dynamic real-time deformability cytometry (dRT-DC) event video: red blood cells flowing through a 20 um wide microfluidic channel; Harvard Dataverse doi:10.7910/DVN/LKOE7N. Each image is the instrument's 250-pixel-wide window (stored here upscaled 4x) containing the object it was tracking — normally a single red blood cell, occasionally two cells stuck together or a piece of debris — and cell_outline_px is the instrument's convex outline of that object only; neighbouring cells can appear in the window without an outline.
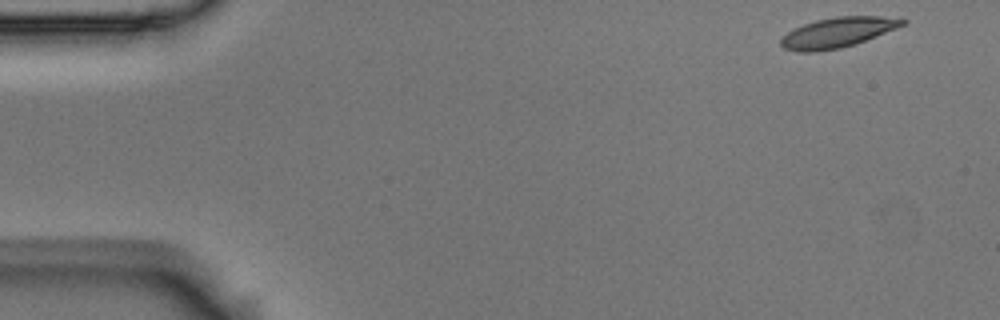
{"species": "Egyptian fruit bat (a non-hibernating species)", "species_latin": "Rousettus aegyptiacus", "temperature_condition": "room temperature", "stored_images_in_passage": 5, "camera_frame_rate_fps": 3000, "um_per_image_px": 0.085, "animal": {"sex": "male"}, "frame": {"image": 1, "passage_image": 1, "time_ms": 0.0, "image_size_px": [1000, 320], "cell_outline_px": [[908, 24], [856, 44], [840, 48], [816, 52], [800, 52], [784, 48], [780, 44], [780, 40], [792, 28], [816, 20], [836, 16], [880, 16], [908, 20]], "centroid_in_image_um": [71.22, 2.76], "position_along_channel_um": 13.8, "area_um2": 21.44}}
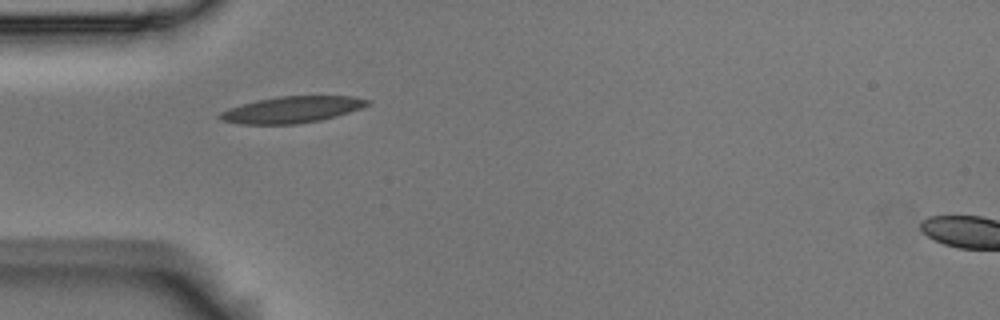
{"frame": {"image": 2, "passage_image": 4, "time_ms": 1.0, "image_size_px": [1000, 320], "cell_outline_px": [[372, 100], [368, 104], [360, 108], [336, 116], [320, 120], [296, 124], [240, 124], [220, 120], [216, 116], [220, 112], [228, 108], [256, 100], [276, 96], [352, 96]], "centroid_in_image_um": [24.76, 9.31], "position_along_channel_um": 60.2, "area_um2": 22.77}}
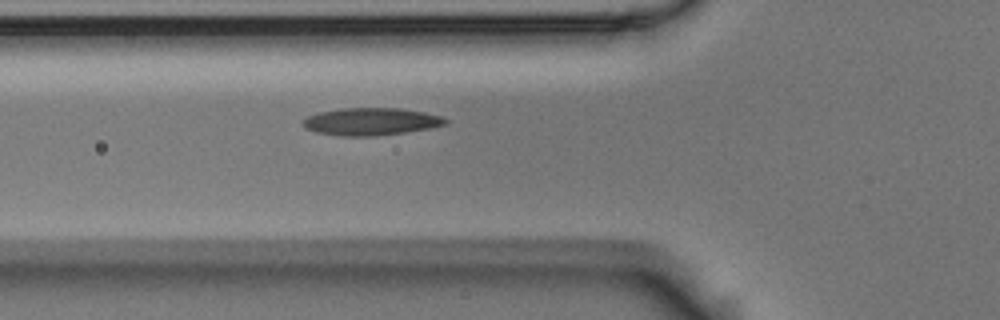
{"frame": {"image": 3, "passage_image": 5, "time_ms": 1.333, "image_size_px": [1000, 320], "cell_outline_px": [[448, 124], [428, 128], [404, 132], [372, 136], [340, 136], [316, 132], [304, 128], [304, 120], [308, 116], [320, 112], [340, 108], [400, 108], [424, 112], [444, 116], [448, 120]], "centroid_in_image_um": [31.56, 10.33], "position_along_channel_um": 94.2, "area_um2": 22.72}}